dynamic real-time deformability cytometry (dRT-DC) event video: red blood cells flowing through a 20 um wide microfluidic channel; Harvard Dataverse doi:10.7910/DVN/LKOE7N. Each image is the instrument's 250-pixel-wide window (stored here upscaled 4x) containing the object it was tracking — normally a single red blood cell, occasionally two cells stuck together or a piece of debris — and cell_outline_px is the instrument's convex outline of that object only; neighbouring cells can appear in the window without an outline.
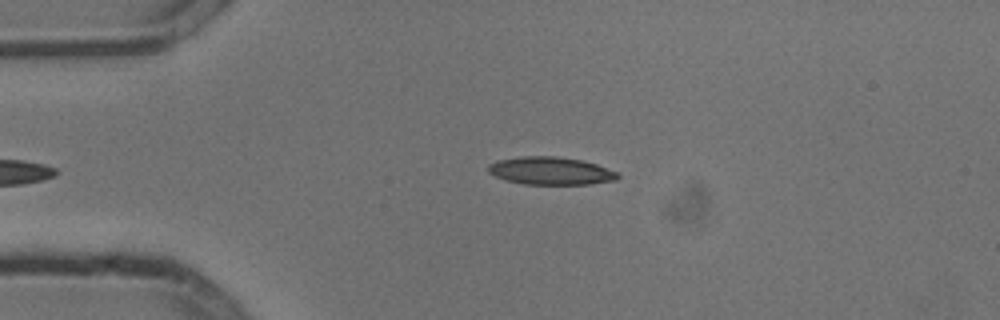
{"species": "common noctule bat (a hibernating species)", "species_latin": "Nyctalus noctula", "temperature_condition": "cold", "stored_images_in_passage": 38, "camera_frame_rate_fps": 3000, "um_per_image_px": 0.085, "animal": {"sex": "male", "body_mass_g": 13.3}, "frame": {"image": 1, "passage_image": 2, "time_ms": 0.333, "image_size_px": [1000, 320], "cell_outline_px": [[620, 176], [616, 180], [588, 184], [524, 184], [504, 180], [488, 172], [488, 164], [496, 160], [520, 156], [556, 156], [584, 160], [596, 164], [616, 172]], "centroid_in_image_um": [46.77, 14.51], "position_along_channel_um": 38.2, "area_um2": 21.04}}
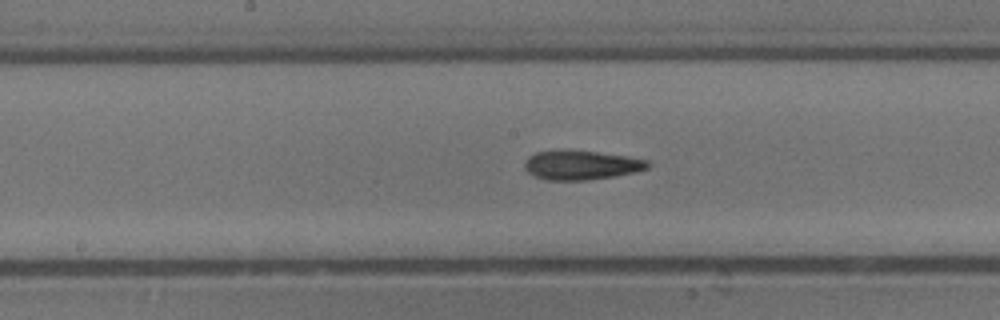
{"frame": {"image": 2, "passage_image": 17, "time_ms": 5.333, "image_size_px": [1000, 320], "cell_outline_px": [[652, 164], [648, 168], [636, 172], [612, 176], [584, 180], [548, 180], [536, 176], [528, 172], [524, 168], [524, 164], [528, 156], [536, 152], [572, 148], [628, 156], [648, 160]], "centroid_in_image_um": [49.42, 14.0], "position_along_channel_um": 198.8, "area_um2": 21.39}}
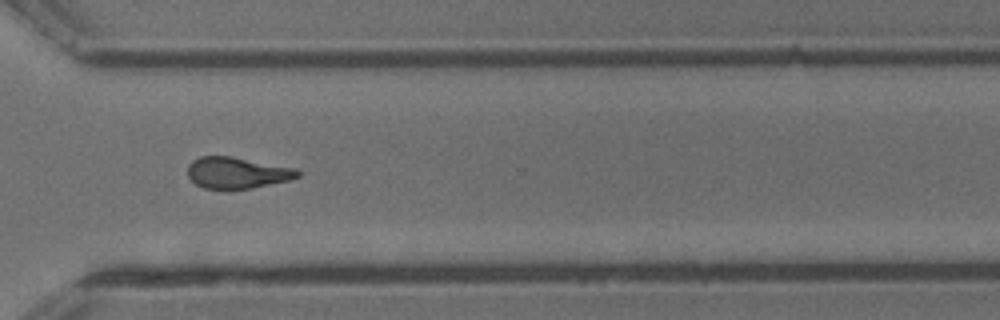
{"frame": {"image": 3, "passage_image": 29, "time_ms": 9.333, "image_size_px": [1000, 320], "cell_outline_px": [[300, 176], [288, 180], [252, 188], [204, 188], [196, 184], [188, 176], [188, 164], [192, 160], [200, 156], [232, 156], [296, 168], [300, 172]], "centroid_in_image_um": [20.15, 14.66], "position_along_channel_um": 350.5, "area_um2": 19.94}, "authors_computed_cell_mechanics": {"area_um2": 20.4901, "velocity_mm_per_s": 3.8063, "shape_relaxation_time_tau1_ms": null, "shape_relaxation_time_tau2_ms": 5.7882, "deformation_change_tau1": null, "deformation_change_tau2": 0.148}}